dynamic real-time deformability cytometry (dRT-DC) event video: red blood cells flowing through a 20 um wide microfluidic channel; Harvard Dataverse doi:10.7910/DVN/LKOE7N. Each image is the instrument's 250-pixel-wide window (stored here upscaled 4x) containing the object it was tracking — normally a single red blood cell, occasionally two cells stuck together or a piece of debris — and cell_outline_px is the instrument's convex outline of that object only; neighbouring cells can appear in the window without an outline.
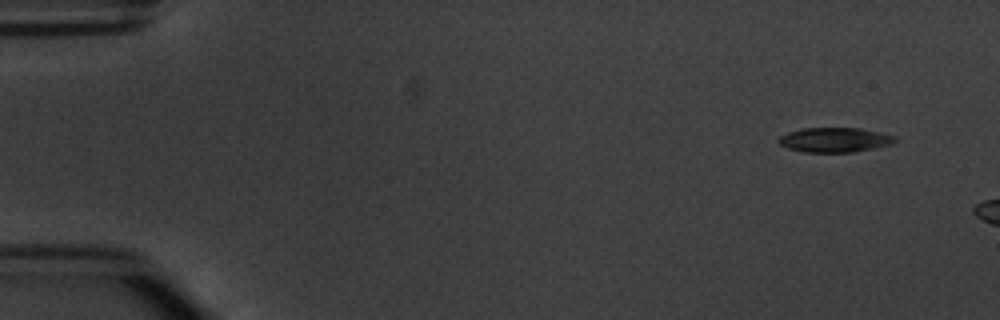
{"species": "common noctule bat (a hibernating species)", "species_latin": "Nyctalus noctula", "temperature_condition": "warm", "stored_images_in_passage": 3, "camera_frame_rate_fps": 3000, "um_per_image_px": 0.085, "animal": {"sex": "male", "body_mass_g": 20.1, "forearm_length_mm": 53.5}, "frame": {"image": 1, "passage_image": 1, "time_ms": 0.0, "image_size_px": [1000, 320], "cell_outline_px": [[896, 140], [892, 144], [856, 152], [804, 152], [788, 148], [780, 144], [780, 136], [788, 132], [800, 128], [856, 128], [896, 136]], "centroid_in_image_um": [70.94, 11.89], "position_along_channel_um": 14.1, "area_um2": 16.53}}